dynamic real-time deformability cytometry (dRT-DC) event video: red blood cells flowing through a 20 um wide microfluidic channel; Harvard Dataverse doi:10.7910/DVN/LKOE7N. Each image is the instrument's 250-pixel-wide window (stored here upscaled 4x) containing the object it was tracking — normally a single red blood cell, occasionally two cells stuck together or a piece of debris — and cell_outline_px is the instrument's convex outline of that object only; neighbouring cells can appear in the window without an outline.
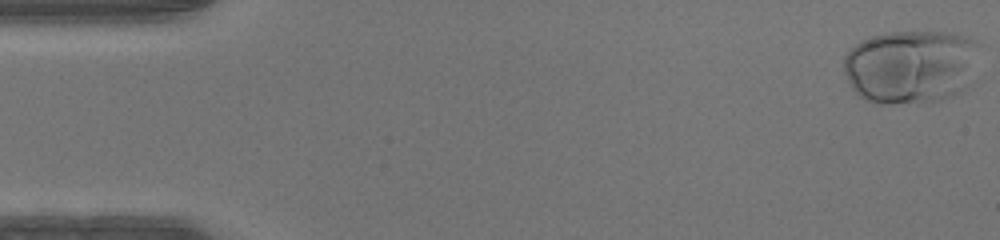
{"species": "human", "species_latin": "Homo sapiens", "temperature_condition": "warm", "stored_images_in_passage": 47, "camera_frame_rate_fps": 3000, "um_per_image_px": 0.085, "donor": {"sex": "male"}, "frame": {"image": 1, "passage_image": 1, "time_ms": 0.0, "image_size_px": [1000, 240], "cell_outline_px": [[984, 44], [960, 92], [952, 96], [940, 100], [920, 104], [880, 104], [868, 100], [860, 96], [852, 88], [844, 72], [844, 56], [860, 40], [872, 36], [888, 32], [944, 32], [968, 36]], "centroid_in_image_um": [77.41, 5.64], "position_along_channel_um": 7.6, "area_um2": 58.72}}
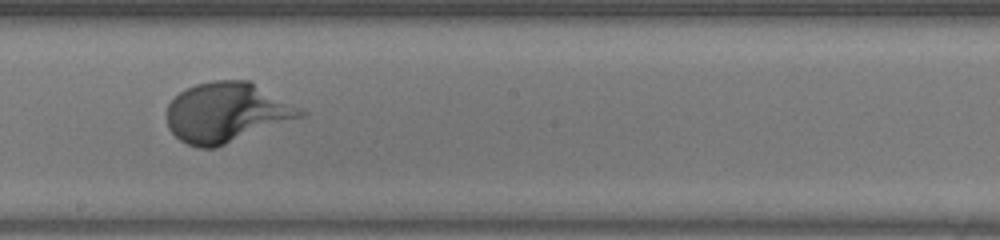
{"frame": {"image": 2, "passage_image": 26, "time_ms": 8.333, "image_size_px": [1000, 240], "cell_outline_px": [[308, 116], [216, 148], [200, 148], [188, 144], [180, 140], [168, 128], [168, 104], [180, 92], [196, 84], [212, 80], [252, 80], [308, 112]], "centroid_in_image_um": [19.35, 9.56], "position_along_channel_um": 228.8, "area_um2": 47.22}}
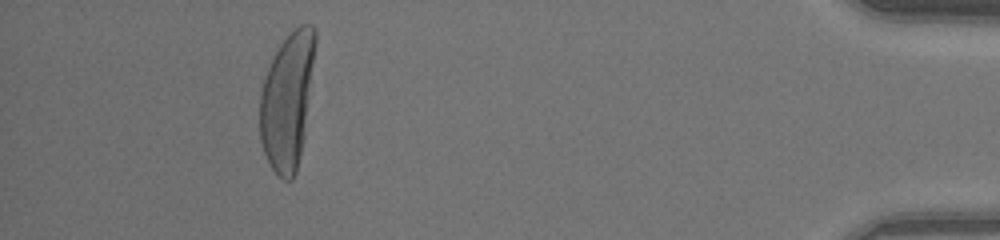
{"frame": {"image": 3, "passage_image": 43, "time_ms": 14.0, "image_size_px": [1000, 240], "cell_outline_px": [[316, 44], [304, 136], [300, 156], [296, 172], [292, 180], [284, 180], [272, 168], [264, 152], [260, 140], [260, 92], [264, 76], [272, 56], [280, 44], [300, 24], [312, 24], [316, 28]], "centroid_in_image_um": [24.42, 8.52], "position_along_channel_um": 410.8, "area_um2": 43.93}}